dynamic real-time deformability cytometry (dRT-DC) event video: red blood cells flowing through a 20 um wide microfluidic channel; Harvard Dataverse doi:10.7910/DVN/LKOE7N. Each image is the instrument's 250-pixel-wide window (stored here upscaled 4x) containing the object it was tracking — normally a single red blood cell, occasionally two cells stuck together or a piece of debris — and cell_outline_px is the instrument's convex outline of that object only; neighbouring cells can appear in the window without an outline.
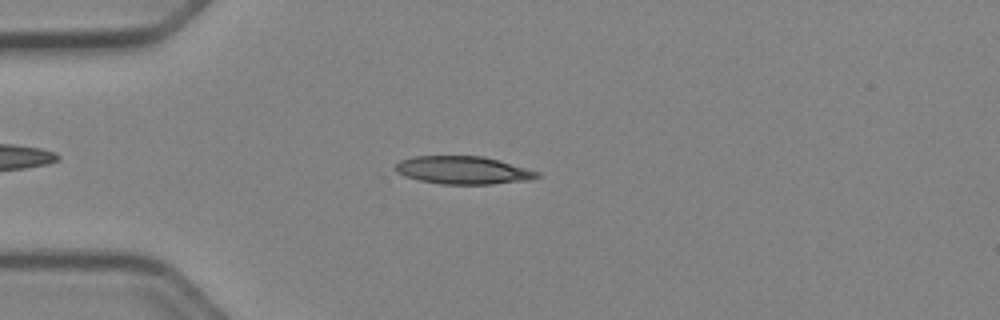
{"species": "Egyptian fruit bat (a non-hibernating species)", "species_latin": "Rousettus aegyptiacus", "temperature_condition": "cold", "stored_images_in_passage": 40, "camera_frame_rate_fps": 3000, "um_per_image_px": 0.085, "animal": {"sex": "female"}, "frame": {"image": 1, "passage_image": 7, "time_ms": 2.0, "image_size_px": [1000, 320], "cell_outline_px": [[540, 176], [528, 180], [492, 184], [440, 184], [420, 180], [404, 176], [396, 172], [392, 168], [400, 160], [412, 156], [484, 156], [540, 172]], "centroid_in_image_um": [39.31, 14.46], "position_along_channel_um": 45.7, "area_um2": 23.06}}
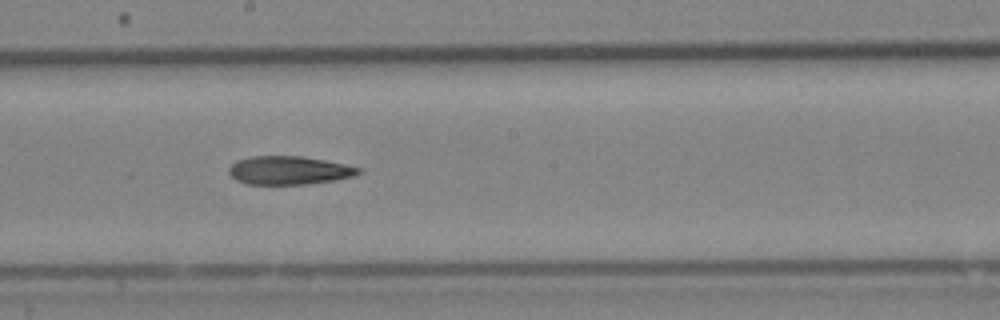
{"frame": {"image": 2, "passage_image": 22, "time_ms": 7.0, "image_size_px": [1000, 320], "cell_outline_px": [[360, 172], [352, 176], [332, 180], [308, 184], [248, 184], [236, 180], [228, 172], [228, 168], [236, 160], [252, 156], [304, 156], [344, 164], [360, 168]], "centroid_in_image_um": [24.51, 14.47], "position_along_channel_um": 223.7, "area_um2": 21.27}}
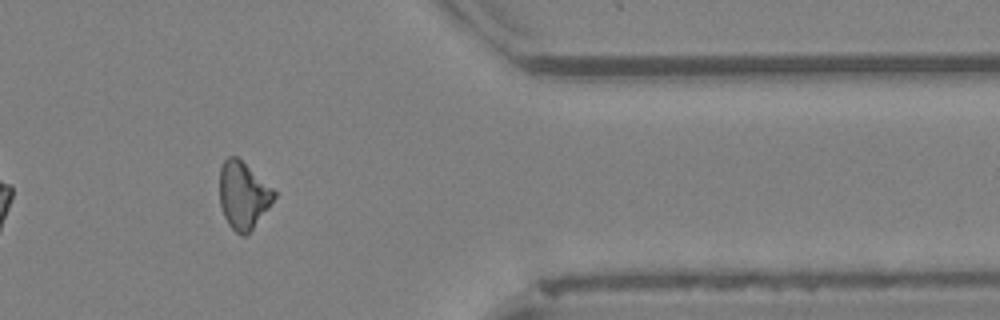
{"frame": {"image": 3, "passage_image": 36, "time_ms": 11.667, "image_size_px": [1000, 320], "cell_outline_px": [[276, 196], [268, 208], [252, 228], [244, 236], [240, 236], [228, 224], [224, 216], [220, 204], [220, 168], [224, 160], [228, 156], [236, 156], [272, 188], [276, 192]], "centroid_in_image_um": [20.65, 16.6], "position_along_channel_um": 390.8, "area_um2": 20.92}, "authors_computed_cell_mechanics": {"area_um2": 22.2241, "velocity_mm_per_s": 3.9626, "shape_relaxation_time_tau1_ms": null, "shape_relaxation_time_tau2_ms": 7.1029, "deformation_change_tau1": null, "deformation_change_tau2": 0.1753}}